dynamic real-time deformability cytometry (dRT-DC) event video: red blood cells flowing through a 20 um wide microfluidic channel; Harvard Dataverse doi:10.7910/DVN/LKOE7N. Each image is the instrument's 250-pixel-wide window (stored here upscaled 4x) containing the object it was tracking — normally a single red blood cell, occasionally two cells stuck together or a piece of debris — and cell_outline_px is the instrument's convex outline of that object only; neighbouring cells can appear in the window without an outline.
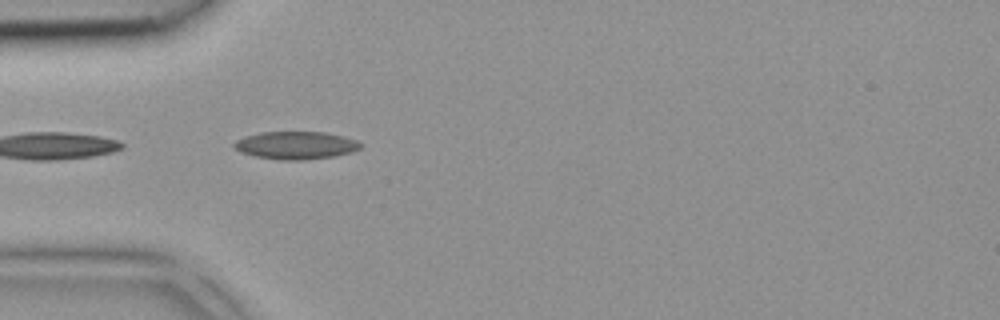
{"species": "common noctule bat (a hibernating species)", "species_latin": "Nyctalus noctula", "temperature_condition": "room temperature", "stored_images_in_passage": 11, "camera_frame_rate_fps": 3000, "um_per_image_px": 0.085, "animal": {"sex": "female", "body_mass_g": 18.4}, "frame": {"image": 1, "passage_image": 7, "time_ms": 2.0, "image_size_px": [1000, 320], "cell_outline_px": [[364, 144], [360, 148], [352, 152], [336, 156], [300, 160], [280, 160], [256, 156], [240, 152], [232, 144], [236, 140], [260, 132], [328, 132], [344, 136], [356, 140]], "centroid_in_image_um": [25.2, 12.35], "position_along_channel_um": 59.8, "area_um2": 20.46}}